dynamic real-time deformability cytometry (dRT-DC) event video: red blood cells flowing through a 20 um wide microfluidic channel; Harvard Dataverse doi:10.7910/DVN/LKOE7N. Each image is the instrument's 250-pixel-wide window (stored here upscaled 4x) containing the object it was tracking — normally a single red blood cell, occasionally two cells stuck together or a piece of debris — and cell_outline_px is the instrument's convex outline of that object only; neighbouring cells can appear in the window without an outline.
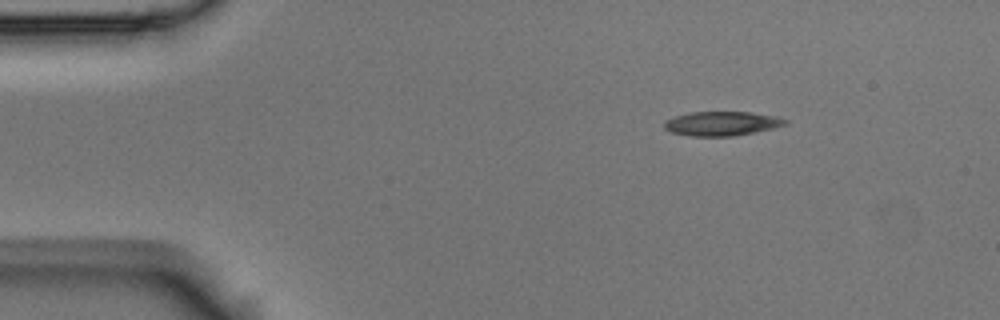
{"species": "Egyptian fruit bat (a non-hibernating species)", "species_latin": "Rousettus aegyptiacus", "temperature_condition": "room temperature", "stored_images_in_passage": 3, "camera_frame_rate_fps": 3000, "um_per_image_px": 0.085, "animal": {"sex": "male"}, "frame": {"image": 1, "passage_image": 1, "time_ms": 0.0, "image_size_px": [1000, 320], "cell_outline_px": [[788, 124], [772, 128], [732, 136], [688, 136], [672, 132], [664, 128], [664, 124], [668, 120], [676, 116], [692, 112], [748, 112], [776, 116], [788, 120]], "centroid_in_image_um": [61.36, 10.5], "position_along_channel_um": 23.6, "area_um2": 16.82}}